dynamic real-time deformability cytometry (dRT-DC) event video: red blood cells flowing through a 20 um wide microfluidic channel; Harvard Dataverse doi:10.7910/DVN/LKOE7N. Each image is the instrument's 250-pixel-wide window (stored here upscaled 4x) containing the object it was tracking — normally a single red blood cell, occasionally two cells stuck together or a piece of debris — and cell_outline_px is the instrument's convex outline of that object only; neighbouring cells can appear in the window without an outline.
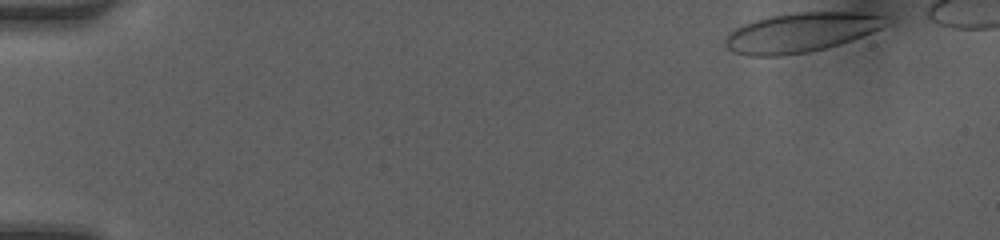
{"species": "human", "species_latin": "Homo sapiens", "temperature_condition": "room temperature", "stored_images_in_passage": 39, "camera_frame_rate_fps": 3000, "um_per_image_px": 0.085, "donor": {"sex": "female"}, "frame": {"image": 1, "passage_image": 1, "time_ms": 0.0, "image_size_px": [1000, 240], "cell_outline_px": [[888, 24], [872, 32], [824, 48], [808, 52], [780, 56], [748, 56], [732, 52], [724, 44], [724, 40], [736, 28], [744, 24], [768, 16], [796, 12], [860, 12], [888, 16]], "centroid_in_image_um": [68.06, 2.75], "position_along_channel_um": 16.9, "area_um2": 36.65}}
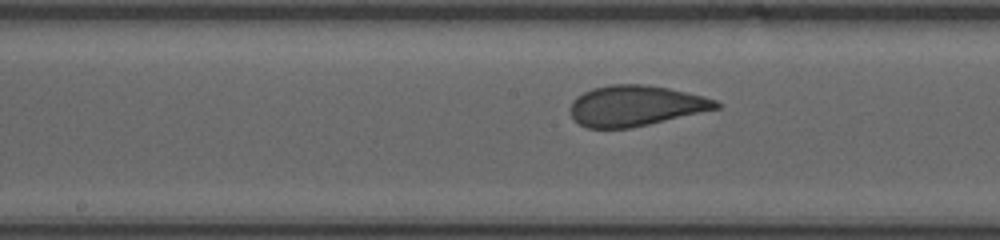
{"frame": {"image": 2, "passage_image": 22, "time_ms": 7.0, "image_size_px": [1000, 240], "cell_outline_px": [[720, 108], [648, 124], [628, 128], [588, 128], [580, 124], [572, 116], [568, 108], [572, 100], [576, 96], [592, 88], [612, 84], [640, 84], [668, 88], [704, 96], [716, 100], [720, 104]], "centroid_in_image_um": [53.99, 8.98], "position_along_channel_um": 194.2, "area_um2": 34.33}}
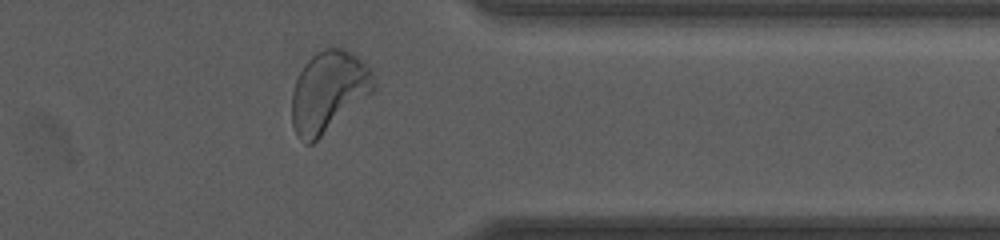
{"frame": {"image": 3, "passage_image": 36, "time_ms": 11.667, "image_size_px": [1000, 240], "cell_outline_px": [[376, 88], [372, 92], [312, 144], [304, 144], [300, 140], [292, 124], [292, 92], [296, 80], [304, 64], [316, 52], [324, 48], [344, 48], [356, 56], [372, 68]], "centroid_in_image_um": [27.92, 7.77], "position_along_channel_um": 383.5, "area_um2": 38.38}, "authors_computed_cell_mechanics": {"area_um2": 36.2984, "velocity_mm_per_s": 4.2045, "shape_relaxation_time_tau1_ms": 3.7094, "shape_relaxation_time_tau2_ms": null, "deformation_change_tau1": 0.1393, "deformation_change_tau2": null}}